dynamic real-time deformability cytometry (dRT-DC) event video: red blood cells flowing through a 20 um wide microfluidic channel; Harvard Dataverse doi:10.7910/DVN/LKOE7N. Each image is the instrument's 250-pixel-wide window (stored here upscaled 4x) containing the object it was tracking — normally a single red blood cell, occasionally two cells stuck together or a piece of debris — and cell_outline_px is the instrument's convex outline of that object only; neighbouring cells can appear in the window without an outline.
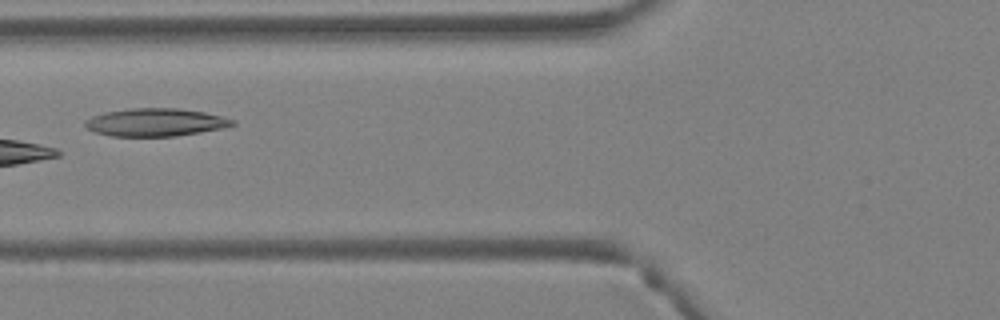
{"species": "Egyptian fruit bat (a non-hibernating species)", "species_latin": "Rousettus aegyptiacus", "temperature_condition": "warm", "stored_images_in_passage": 4, "camera_frame_rate_fps": 3000, "um_per_image_px": 0.085, "animal": {"sex": "female"}, "frame": {"image": 1, "passage_image": 4, "time_ms": 1.0, "image_size_px": [1000, 320], "cell_outline_px": [[236, 124], [220, 128], [200, 132], [176, 136], [112, 136], [96, 132], [88, 128], [84, 124], [84, 120], [92, 116], [104, 112], [132, 108], [180, 108], [204, 112], [236, 120]], "centroid_in_image_um": [13.2, 10.39], "position_along_channel_um": 112.6, "area_um2": 23.81}}